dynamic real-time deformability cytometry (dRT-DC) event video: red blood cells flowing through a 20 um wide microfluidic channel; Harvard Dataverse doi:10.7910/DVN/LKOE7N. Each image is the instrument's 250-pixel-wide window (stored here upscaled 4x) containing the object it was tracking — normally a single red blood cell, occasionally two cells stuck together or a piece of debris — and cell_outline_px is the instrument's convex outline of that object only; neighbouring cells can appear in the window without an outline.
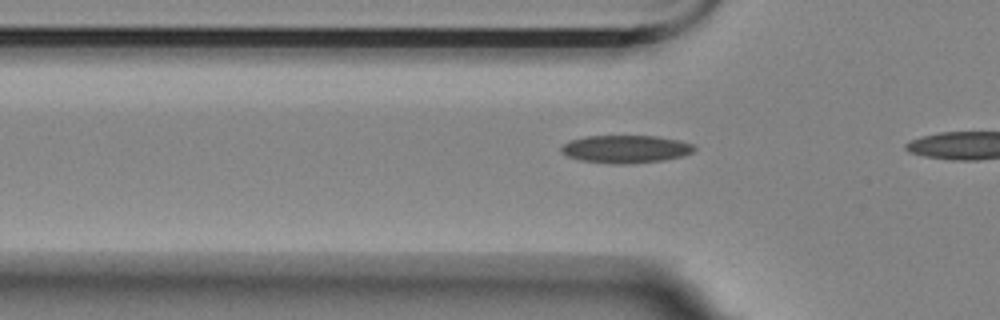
{"species": "Egyptian fruit bat (a non-hibernating species)", "species_latin": "Rousettus aegyptiacus", "temperature_condition": "room temperature", "stored_images_in_passage": 6, "camera_frame_rate_fps": 3000, "um_per_image_px": 0.085, "animal": {"sex": "female"}, "frame": {"image": 1, "passage_image": 4, "time_ms": 1.0, "image_size_px": [1000, 320], "cell_outline_px": [[696, 148], [692, 152], [680, 156], [664, 160], [628, 164], [612, 164], [580, 160], [568, 156], [560, 152], [560, 148], [568, 140], [588, 136], [656, 136], [680, 140], [692, 144]], "centroid_in_image_um": [53.15, 12.67], "position_along_channel_um": 72.6, "area_um2": 21.56}}